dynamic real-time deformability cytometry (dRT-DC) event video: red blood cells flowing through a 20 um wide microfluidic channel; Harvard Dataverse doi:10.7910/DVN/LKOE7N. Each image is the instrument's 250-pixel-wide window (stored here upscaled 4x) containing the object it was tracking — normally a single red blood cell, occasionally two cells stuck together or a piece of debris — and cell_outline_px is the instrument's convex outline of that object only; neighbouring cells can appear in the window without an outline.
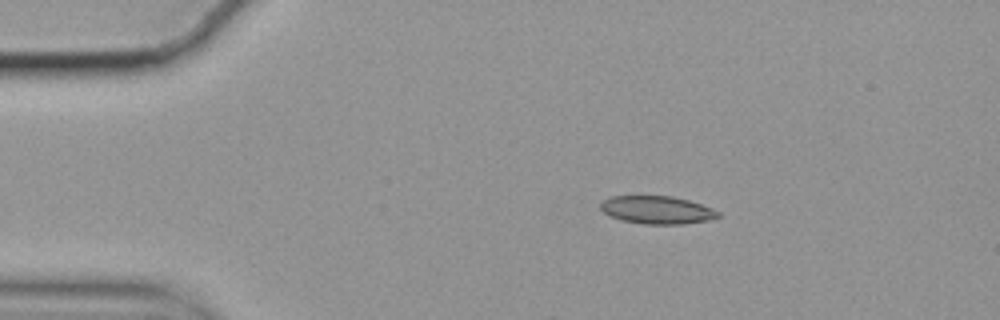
{"species": "common noctule bat (a hibernating species)", "species_latin": "Nyctalus noctula", "temperature_condition": "cold", "stored_images_in_passage": 48, "camera_frame_rate_fps": 3000, "um_per_image_px": 0.085, "animal": {"sex": "female", "body_mass_g": 19.9}, "frame": {"image": 1, "passage_image": 1, "time_ms": 0.0, "image_size_px": [1000, 320], "cell_outline_px": [[720, 216], [708, 220], [684, 224], [644, 224], [620, 220], [608, 216], [600, 208], [600, 204], [604, 200], [612, 196], [672, 196], [688, 200], [712, 208], [720, 212]], "centroid_in_image_um": [55.83, 17.85], "position_along_channel_um": 29.2, "area_um2": 19.13}}
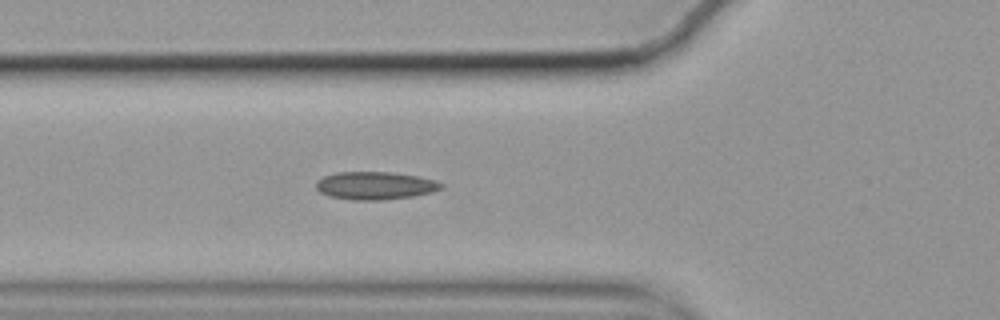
{"frame": {"image": 2, "passage_image": 11, "time_ms": 3.333, "image_size_px": [1000, 320], "cell_outline_px": [[444, 188], [432, 192], [412, 196], [384, 200], [352, 200], [328, 196], [320, 192], [316, 188], [316, 180], [324, 176], [336, 172], [392, 172], [416, 176], [436, 180], [444, 184]], "centroid_in_image_um": [31.89, 15.78], "position_along_channel_um": 93.9, "area_um2": 20.46}}
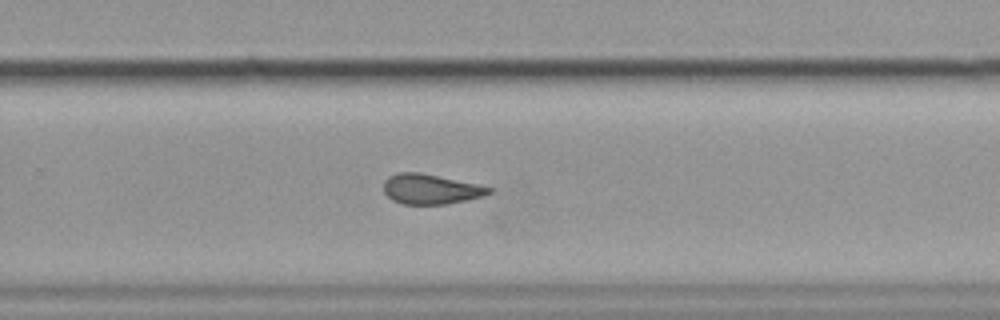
{"frame": {"image": 3, "passage_image": 28, "time_ms": 9.0, "image_size_px": [1000, 320], "cell_outline_px": [[492, 192], [484, 196], [468, 200], [448, 204], [404, 204], [392, 200], [384, 192], [384, 180], [388, 176], [396, 172], [420, 172], [476, 184], [492, 188]], "centroid_in_image_um": [36.59, 16.07], "position_along_channel_um": 293.2, "area_um2": 18.44}, "authors_computed_cell_mechanics": {"area_um2": 19.3052, "velocity_mm_per_s": 3.5205, "shape_relaxation_time_tau1_ms": null, "shape_relaxation_time_tau2_ms": 3.1665, "deformation_change_tau1": null, "deformation_change_tau2": 0.089}}